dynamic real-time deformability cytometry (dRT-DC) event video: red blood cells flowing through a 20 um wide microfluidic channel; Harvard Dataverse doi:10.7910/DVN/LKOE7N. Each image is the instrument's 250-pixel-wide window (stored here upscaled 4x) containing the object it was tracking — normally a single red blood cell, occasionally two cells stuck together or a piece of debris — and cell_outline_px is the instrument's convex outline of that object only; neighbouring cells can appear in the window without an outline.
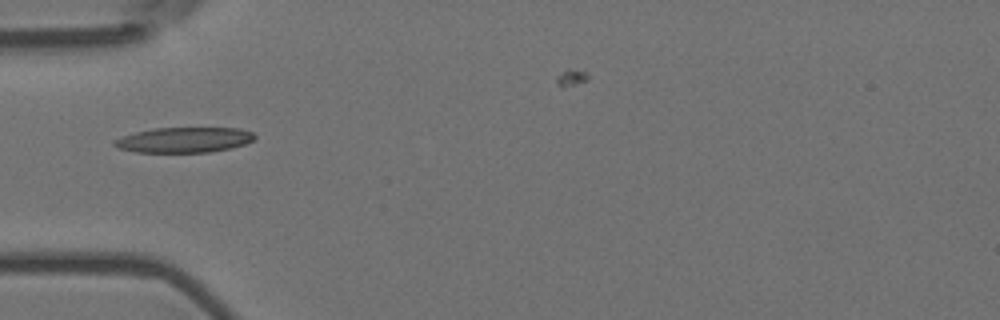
{"species": "Egyptian fruit bat (a non-hibernating species)", "species_latin": "Rousettus aegyptiacus", "temperature_condition": "room temperature", "stored_images_in_passage": 8, "camera_frame_rate_fps": 3000, "um_per_image_px": 0.085, "animal": {"sex": "female"}, "frame": {"image": 1, "passage_image": 5, "time_ms": 1.333, "image_size_px": [1000, 320], "cell_outline_px": [[256, 136], [252, 140], [244, 144], [232, 148], [208, 152], [136, 152], [116, 148], [112, 144], [112, 140], [136, 132], [152, 128], [240, 128], [252, 132]], "centroid_in_image_um": [15.62, 11.89], "position_along_channel_um": 69.4, "area_um2": 20.69}}
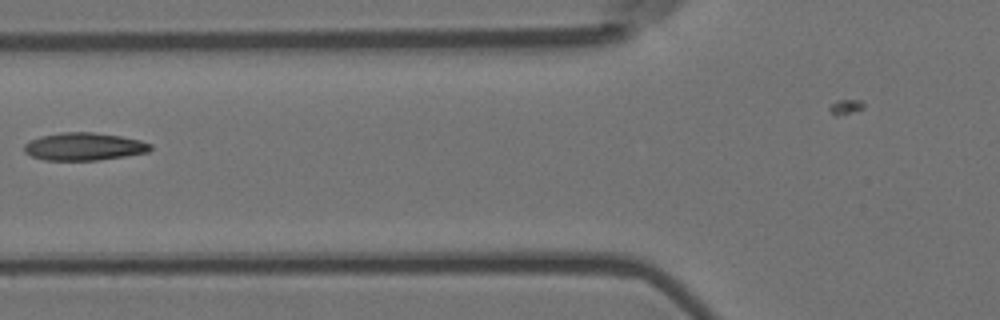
{"frame": {"image": 2, "passage_image": 6, "time_ms": 1.667, "image_size_px": [1000, 320], "cell_outline_px": [[152, 148], [148, 152], [124, 156], [96, 160], [44, 160], [32, 156], [24, 152], [24, 144], [28, 140], [40, 136], [64, 132], [92, 132], [120, 136], [140, 140], [152, 144]], "centroid_in_image_um": [7.12, 12.45], "position_along_channel_um": 118.7, "area_um2": 20.35}}
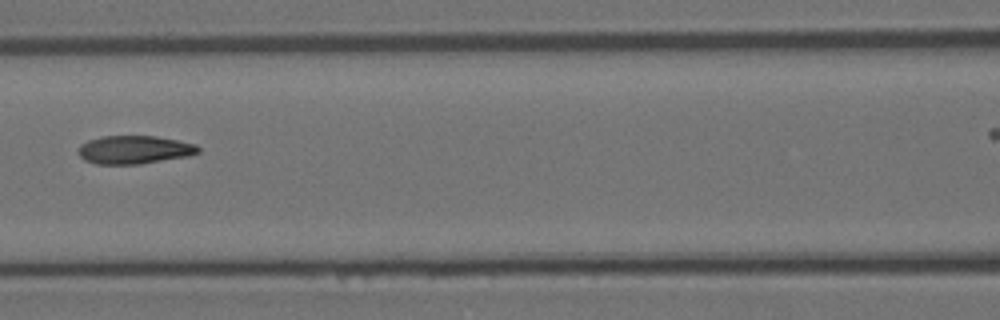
{"frame": {"image": 3, "passage_image": 7, "time_ms": 2.0, "image_size_px": [1000, 320], "cell_outline_px": [[200, 152], [188, 156], [140, 164], [96, 164], [84, 160], [80, 156], [80, 144], [88, 140], [100, 136], [156, 136], [196, 144], [200, 148]], "centroid_in_image_um": [11.42, 12.72], "position_along_channel_um": 155.2, "area_um2": 19.71}}